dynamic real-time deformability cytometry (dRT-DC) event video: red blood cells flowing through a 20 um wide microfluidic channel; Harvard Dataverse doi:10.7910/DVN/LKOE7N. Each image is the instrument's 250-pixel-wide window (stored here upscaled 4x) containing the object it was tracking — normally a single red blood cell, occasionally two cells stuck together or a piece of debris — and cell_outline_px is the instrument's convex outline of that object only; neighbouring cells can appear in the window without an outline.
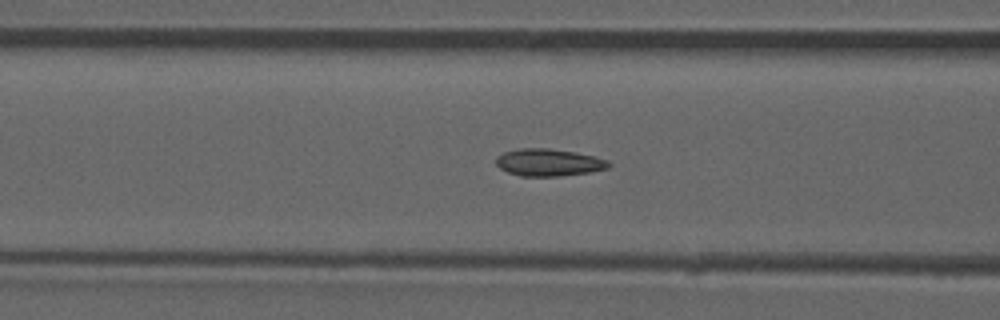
{"species": "common noctule bat (a hibernating species)", "species_latin": "Nyctalus noctula", "temperature_condition": "room temperature", "stored_images_in_passage": 45, "camera_frame_rate_fps": 3000, "um_per_image_px": 0.085, "animal": {"sex": "male", "forearm_length_mm": 52.5}, "frame": {"image": 1, "passage_image": 14, "time_ms": 4.333, "image_size_px": [1000, 320], "cell_outline_px": [[612, 164], [608, 168], [588, 172], [560, 176], [520, 176], [508, 172], [500, 168], [496, 164], [496, 156], [504, 152], [520, 148], [548, 148], [572, 152], [592, 156], [608, 160]], "centroid_in_image_um": [46.61, 13.81], "position_along_channel_um": 120.0, "area_um2": 17.74}, "authors_computed_cell_mechanics": {"area_um2": 17.2244, "velocity_mm_per_s": 3.9137, "shape_relaxation_time_tau1_ms": null, "shape_relaxation_time_tau2_ms": 2.6184, "deformation_change_tau1": null, "deformation_change_tau2": 0.0518}}